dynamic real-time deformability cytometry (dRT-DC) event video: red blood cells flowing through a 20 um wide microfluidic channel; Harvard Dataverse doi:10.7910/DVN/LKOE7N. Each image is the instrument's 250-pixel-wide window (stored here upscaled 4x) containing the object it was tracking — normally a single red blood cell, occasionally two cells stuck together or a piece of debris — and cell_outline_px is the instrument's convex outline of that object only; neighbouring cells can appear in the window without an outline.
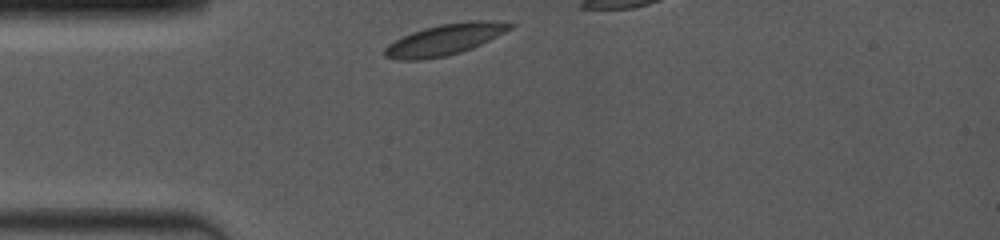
{"species": "common noctule bat (a hibernating species)", "species_latin": "Nyctalus noctula", "temperature_condition": "room temperature", "stored_images_in_passage": 11, "camera_frame_rate_fps": 4000, "um_per_image_px": 0.085, "animal": {"sex": "female", "body_mass_g": 19.0, "forearm_length_mm": 53.3}, "frame": {"image": 1, "passage_image": 1, "time_ms": 0.0, "image_size_px": [1000, 240], "cell_outline_px": [[516, 24], [512, 28], [472, 48], [460, 52], [444, 56], [420, 60], [396, 60], [384, 56], [384, 48], [388, 44], [412, 32], [424, 28], [440, 24], [468, 20], [480, 20]], "centroid_in_image_um": [37.76, 3.36], "position_along_channel_um": 47.2, "area_um2": 22.37}}
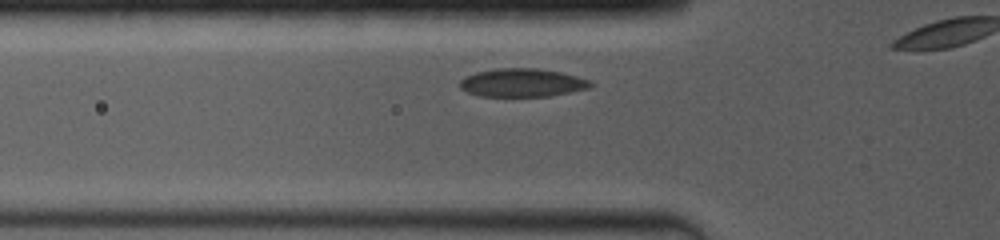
{"frame": {"image": 2, "passage_image": 5, "time_ms": 1.25, "image_size_px": [1000, 240], "cell_outline_px": [[596, 84], [588, 88], [572, 92], [548, 96], [480, 96], [468, 92], [460, 88], [460, 80], [464, 76], [476, 72], [496, 68], [540, 68], [560, 72], [576, 76], [588, 80]], "centroid_in_image_um": [44.38, 7.02], "position_along_channel_um": 81.4, "area_um2": 21.62}}
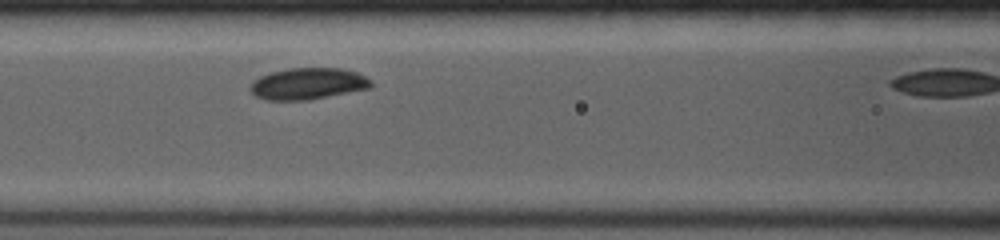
{"frame": {"image": 3, "passage_image": 10, "time_ms": 2.75, "image_size_px": [1000, 240], "cell_outline_px": [[372, 84], [368, 88], [308, 100], [264, 100], [256, 96], [248, 88], [252, 80], [260, 76], [272, 72], [288, 68], [340, 68], [356, 72], [372, 80]], "centroid_in_image_um": [26.12, 7.11], "position_along_channel_um": 140.5, "area_um2": 22.14}}